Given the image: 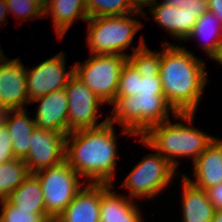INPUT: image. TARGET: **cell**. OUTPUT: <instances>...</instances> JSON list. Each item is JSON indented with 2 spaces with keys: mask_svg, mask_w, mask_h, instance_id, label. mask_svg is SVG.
Returning <instances> with one entry per match:
<instances>
[{
  "mask_svg": "<svg viewBox=\"0 0 222 222\" xmlns=\"http://www.w3.org/2000/svg\"><path fill=\"white\" fill-rule=\"evenodd\" d=\"M207 196L216 210H222V183L206 189Z\"/></svg>",
  "mask_w": 222,
  "mask_h": 222,
  "instance_id": "32",
  "label": "cell"
},
{
  "mask_svg": "<svg viewBox=\"0 0 222 222\" xmlns=\"http://www.w3.org/2000/svg\"><path fill=\"white\" fill-rule=\"evenodd\" d=\"M192 164L193 179L183 175L195 186L206 190L222 183V139L215 137Z\"/></svg>",
  "mask_w": 222,
  "mask_h": 222,
  "instance_id": "16",
  "label": "cell"
},
{
  "mask_svg": "<svg viewBox=\"0 0 222 222\" xmlns=\"http://www.w3.org/2000/svg\"><path fill=\"white\" fill-rule=\"evenodd\" d=\"M39 103L34 116L37 128L68 135V98L65 89L48 93L30 101Z\"/></svg>",
  "mask_w": 222,
  "mask_h": 222,
  "instance_id": "13",
  "label": "cell"
},
{
  "mask_svg": "<svg viewBox=\"0 0 222 222\" xmlns=\"http://www.w3.org/2000/svg\"><path fill=\"white\" fill-rule=\"evenodd\" d=\"M162 3L173 6L174 8H182L190 14H195V18H199L208 11V0H161Z\"/></svg>",
  "mask_w": 222,
  "mask_h": 222,
  "instance_id": "29",
  "label": "cell"
},
{
  "mask_svg": "<svg viewBox=\"0 0 222 222\" xmlns=\"http://www.w3.org/2000/svg\"><path fill=\"white\" fill-rule=\"evenodd\" d=\"M66 134L35 128L28 155L23 159L30 173L53 167L65 160Z\"/></svg>",
  "mask_w": 222,
  "mask_h": 222,
  "instance_id": "11",
  "label": "cell"
},
{
  "mask_svg": "<svg viewBox=\"0 0 222 222\" xmlns=\"http://www.w3.org/2000/svg\"><path fill=\"white\" fill-rule=\"evenodd\" d=\"M7 16L9 15V8L6 4L5 0H0V25L3 26L2 24H5V22H7L6 20H8Z\"/></svg>",
  "mask_w": 222,
  "mask_h": 222,
  "instance_id": "34",
  "label": "cell"
},
{
  "mask_svg": "<svg viewBox=\"0 0 222 222\" xmlns=\"http://www.w3.org/2000/svg\"><path fill=\"white\" fill-rule=\"evenodd\" d=\"M212 60H214L215 62H217L219 65L222 66V44L220 45L216 56Z\"/></svg>",
  "mask_w": 222,
  "mask_h": 222,
  "instance_id": "37",
  "label": "cell"
},
{
  "mask_svg": "<svg viewBox=\"0 0 222 222\" xmlns=\"http://www.w3.org/2000/svg\"><path fill=\"white\" fill-rule=\"evenodd\" d=\"M138 95H164L161 78L146 75L139 79Z\"/></svg>",
  "mask_w": 222,
  "mask_h": 222,
  "instance_id": "30",
  "label": "cell"
},
{
  "mask_svg": "<svg viewBox=\"0 0 222 222\" xmlns=\"http://www.w3.org/2000/svg\"><path fill=\"white\" fill-rule=\"evenodd\" d=\"M34 174L41 184L46 213L53 221L65 210L86 183L80 182L81 176L65 160Z\"/></svg>",
  "mask_w": 222,
  "mask_h": 222,
  "instance_id": "8",
  "label": "cell"
},
{
  "mask_svg": "<svg viewBox=\"0 0 222 222\" xmlns=\"http://www.w3.org/2000/svg\"><path fill=\"white\" fill-rule=\"evenodd\" d=\"M68 98V134L79 129L97 128L108 122V117L98 121L99 107L103 103L86 84L73 74L66 84Z\"/></svg>",
  "mask_w": 222,
  "mask_h": 222,
  "instance_id": "9",
  "label": "cell"
},
{
  "mask_svg": "<svg viewBox=\"0 0 222 222\" xmlns=\"http://www.w3.org/2000/svg\"><path fill=\"white\" fill-rule=\"evenodd\" d=\"M108 121L122 127V133L142 136L149 128L177 114L164 95L116 96ZM170 112V113H169Z\"/></svg>",
  "mask_w": 222,
  "mask_h": 222,
  "instance_id": "4",
  "label": "cell"
},
{
  "mask_svg": "<svg viewBox=\"0 0 222 222\" xmlns=\"http://www.w3.org/2000/svg\"><path fill=\"white\" fill-rule=\"evenodd\" d=\"M0 222H54L47 214L16 209L6 199L0 200Z\"/></svg>",
  "mask_w": 222,
  "mask_h": 222,
  "instance_id": "26",
  "label": "cell"
},
{
  "mask_svg": "<svg viewBox=\"0 0 222 222\" xmlns=\"http://www.w3.org/2000/svg\"><path fill=\"white\" fill-rule=\"evenodd\" d=\"M114 124L71 131L66 137L65 161L89 183L113 185L118 160Z\"/></svg>",
  "mask_w": 222,
  "mask_h": 222,
  "instance_id": "2",
  "label": "cell"
},
{
  "mask_svg": "<svg viewBox=\"0 0 222 222\" xmlns=\"http://www.w3.org/2000/svg\"><path fill=\"white\" fill-rule=\"evenodd\" d=\"M212 222H222V210H216Z\"/></svg>",
  "mask_w": 222,
  "mask_h": 222,
  "instance_id": "38",
  "label": "cell"
},
{
  "mask_svg": "<svg viewBox=\"0 0 222 222\" xmlns=\"http://www.w3.org/2000/svg\"><path fill=\"white\" fill-rule=\"evenodd\" d=\"M51 16L55 34L62 40L76 19L86 22V0H47L44 18Z\"/></svg>",
  "mask_w": 222,
  "mask_h": 222,
  "instance_id": "19",
  "label": "cell"
},
{
  "mask_svg": "<svg viewBox=\"0 0 222 222\" xmlns=\"http://www.w3.org/2000/svg\"><path fill=\"white\" fill-rule=\"evenodd\" d=\"M182 221L181 222H212L216 211L210 202L206 190L192 184L182 176Z\"/></svg>",
  "mask_w": 222,
  "mask_h": 222,
  "instance_id": "18",
  "label": "cell"
},
{
  "mask_svg": "<svg viewBox=\"0 0 222 222\" xmlns=\"http://www.w3.org/2000/svg\"><path fill=\"white\" fill-rule=\"evenodd\" d=\"M160 78L167 103L176 113H196L208 83L206 64L186 47L162 42Z\"/></svg>",
  "mask_w": 222,
  "mask_h": 222,
  "instance_id": "1",
  "label": "cell"
},
{
  "mask_svg": "<svg viewBox=\"0 0 222 222\" xmlns=\"http://www.w3.org/2000/svg\"><path fill=\"white\" fill-rule=\"evenodd\" d=\"M0 59V105L15 109H26L30 103L27 93L26 68L21 59Z\"/></svg>",
  "mask_w": 222,
  "mask_h": 222,
  "instance_id": "12",
  "label": "cell"
},
{
  "mask_svg": "<svg viewBox=\"0 0 222 222\" xmlns=\"http://www.w3.org/2000/svg\"><path fill=\"white\" fill-rule=\"evenodd\" d=\"M10 13L15 15L21 23L35 18H44V9L36 2L30 0H5Z\"/></svg>",
  "mask_w": 222,
  "mask_h": 222,
  "instance_id": "27",
  "label": "cell"
},
{
  "mask_svg": "<svg viewBox=\"0 0 222 222\" xmlns=\"http://www.w3.org/2000/svg\"><path fill=\"white\" fill-rule=\"evenodd\" d=\"M6 200L16 209L34 214H47L41 184L34 173H31Z\"/></svg>",
  "mask_w": 222,
  "mask_h": 222,
  "instance_id": "21",
  "label": "cell"
},
{
  "mask_svg": "<svg viewBox=\"0 0 222 222\" xmlns=\"http://www.w3.org/2000/svg\"><path fill=\"white\" fill-rule=\"evenodd\" d=\"M65 64L66 54L61 51L32 69L26 68L27 93L30 101L66 88L74 74V66L67 70Z\"/></svg>",
  "mask_w": 222,
  "mask_h": 222,
  "instance_id": "10",
  "label": "cell"
},
{
  "mask_svg": "<svg viewBox=\"0 0 222 222\" xmlns=\"http://www.w3.org/2000/svg\"><path fill=\"white\" fill-rule=\"evenodd\" d=\"M23 159L15 158L0 164V200L6 199L30 175Z\"/></svg>",
  "mask_w": 222,
  "mask_h": 222,
  "instance_id": "24",
  "label": "cell"
},
{
  "mask_svg": "<svg viewBox=\"0 0 222 222\" xmlns=\"http://www.w3.org/2000/svg\"><path fill=\"white\" fill-rule=\"evenodd\" d=\"M175 117L174 120L180 119L178 123H172L169 119L154 125L135 141L157 151L177 169L179 159L189 157L193 163L215 136L192 125L195 113H177ZM183 120L186 124L181 123Z\"/></svg>",
  "mask_w": 222,
  "mask_h": 222,
  "instance_id": "3",
  "label": "cell"
},
{
  "mask_svg": "<svg viewBox=\"0 0 222 222\" xmlns=\"http://www.w3.org/2000/svg\"><path fill=\"white\" fill-rule=\"evenodd\" d=\"M147 17L145 11H137L121 16L88 17L86 22V43L91 54L121 55L128 57L126 49L132 44L134 36L144 25L139 16ZM131 16V17H130ZM132 16L136 17L132 18Z\"/></svg>",
  "mask_w": 222,
  "mask_h": 222,
  "instance_id": "5",
  "label": "cell"
},
{
  "mask_svg": "<svg viewBox=\"0 0 222 222\" xmlns=\"http://www.w3.org/2000/svg\"><path fill=\"white\" fill-rule=\"evenodd\" d=\"M198 37L205 39V44H199L198 47L204 50L208 58L213 59L222 44V22L209 10L197 19L194 28L184 41Z\"/></svg>",
  "mask_w": 222,
  "mask_h": 222,
  "instance_id": "22",
  "label": "cell"
},
{
  "mask_svg": "<svg viewBox=\"0 0 222 222\" xmlns=\"http://www.w3.org/2000/svg\"><path fill=\"white\" fill-rule=\"evenodd\" d=\"M208 10L222 22V0H208Z\"/></svg>",
  "mask_w": 222,
  "mask_h": 222,
  "instance_id": "33",
  "label": "cell"
},
{
  "mask_svg": "<svg viewBox=\"0 0 222 222\" xmlns=\"http://www.w3.org/2000/svg\"><path fill=\"white\" fill-rule=\"evenodd\" d=\"M139 79H142V76L134 66L127 61L121 71L116 96L138 95Z\"/></svg>",
  "mask_w": 222,
  "mask_h": 222,
  "instance_id": "28",
  "label": "cell"
},
{
  "mask_svg": "<svg viewBox=\"0 0 222 222\" xmlns=\"http://www.w3.org/2000/svg\"><path fill=\"white\" fill-rule=\"evenodd\" d=\"M148 11L153 15L152 20H155L154 22L180 42L187 38L197 21L195 14H190L182 8H174L159 1L152 3Z\"/></svg>",
  "mask_w": 222,
  "mask_h": 222,
  "instance_id": "17",
  "label": "cell"
},
{
  "mask_svg": "<svg viewBox=\"0 0 222 222\" xmlns=\"http://www.w3.org/2000/svg\"><path fill=\"white\" fill-rule=\"evenodd\" d=\"M115 187L101 183L100 222H144L136 200L117 194Z\"/></svg>",
  "mask_w": 222,
  "mask_h": 222,
  "instance_id": "14",
  "label": "cell"
},
{
  "mask_svg": "<svg viewBox=\"0 0 222 222\" xmlns=\"http://www.w3.org/2000/svg\"><path fill=\"white\" fill-rule=\"evenodd\" d=\"M12 109L10 107L0 105V126L5 125Z\"/></svg>",
  "mask_w": 222,
  "mask_h": 222,
  "instance_id": "36",
  "label": "cell"
},
{
  "mask_svg": "<svg viewBox=\"0 0 222 222\" xmlns=\"http://www.w3.org/2000/svg\"><path fill=\"white\" fill-rule=\"evenodd\" d=\"M176 171V168L156 151L153 154H146L134 166L124 178L121 187L128 190L129 194L126 196L133 200L137 198L153 200L167 189L173 179L181 176Z\"/></svg>",
  "mask_w": 222,
  "mask_h": 222,
  "instance_id": "6",
  "label": "cell"
},
{
  "mask_svg": "<svg viewBox=\"0 0 222 222\" xmlns=\"http://www.w3.org/2000/svg\"><path fill=\"white\" fill-rule=\"evenodd\" d=\"M138 47L132 48V54L127 58L128 61L134 66V68L140 73L142 77L146 75H152V77H160V64L162 50H151L146 45L145 38L142 36Z\"/></svg>",
  "mask_w": 222,
  "mask_h": 222,
  "instance_id": "23",
  "label": "cell"
},
{
  "mask_svg": "<svg viewBox=\"0 0 222 222\" xmlns=\"http://www.w3.org/2000/svg\"><path fill=\"white\" fill-rule=\"evenodd\" d=\"M127 61L128 58L121 55L91 54L84 63L73 65L74 74L103 103L111 105L115 101L121 71Z\"/></svg>",
  "mask_w": 222,
  "mask_h": 222,
  "instance_id": "7",
  "label": "cell"
},
{
  "mask_svg": "<svg viewBox=\"0 0 222 222\" xmlns=\"http://www.w3.org/2000/svg\"><path fill=\"white\" fill-rule=\"evenodd\" d=\"M27 111V108L12 110L5 124L12 139L14 156L19 159L28 155L31 136L36 128L34 118H30Z\"/></svg>",
  "mask_w": 222,
  "mask_h": 222,
  "instance_id": "20",
  "label": "cell"
},
{
  "mask_svg": "<svg viewBox=\"0 0 222 222\" xmlns=\"http://www.w3.org/2000/svg\"><path fill=\"white\" fill-rule=\"evenodd\" d=\"M5 54L3 53V50L0 47V59L4 56Z\"/></svg>",
  "mask_w": 222,
  "mask_h": 222,
  "instance_id": "39",
  "label": "cell"
},
{
  "mask_svg": "<svg viewBox=\"0 0 222 222\" xmlns=\"http://www.w3.org/2000/svg\"><path fill=\"white\" fill-rule=\"evenodd\" d=\"M101 183H88L54 222H100Z\"/></svg>",
  "mask_w": 222,
  "mask_h": 222,
  "instance_id": "15",
  "label": "cell"
},
{
  "mask_svg": "<svg viewBox=\"0 0 222 222\" xmlns=\"http://www.w3.org/2000/svg\"><path fill=\"white\" fill-rule=\"evenodd\" d=\"M158 0H130L132 5L139 11L144 12V8H148L152 3Z\"/></svg>",
  "mask_w": 222,
  "mask_h": 222,
  "instance_id": "35",
  "label": "cell"
},
{
  "mask_svg": "<svg viewBox=\"0 0 222 222\" xmlns=\"http://www.w3.org/2000/svg\"><path fill=\"white\" fill-rule=\"evenodd\" d=\"M15 159L12 139L6 125L0 126V164Z\"/></svg>",
  "mask_w": 222,
  "mask_h": 222,
  "instance_id": "31",
  "label": "cell"
},
{
  "mask_svg": "<svg viewBox=\"0 0 222 222\" xmlns=\"http://www.w3.org/2000/svg\"><path fill=\"white\" fill-rule=\"evenodd\" d=\"M88 17L121 16L138 10L130 0H86Z\"/></svg>",
  "mask_w": 222,
  "mask_h": 222,
  "instance_id": "25",
  "label": "cell"
}]
</instances>
